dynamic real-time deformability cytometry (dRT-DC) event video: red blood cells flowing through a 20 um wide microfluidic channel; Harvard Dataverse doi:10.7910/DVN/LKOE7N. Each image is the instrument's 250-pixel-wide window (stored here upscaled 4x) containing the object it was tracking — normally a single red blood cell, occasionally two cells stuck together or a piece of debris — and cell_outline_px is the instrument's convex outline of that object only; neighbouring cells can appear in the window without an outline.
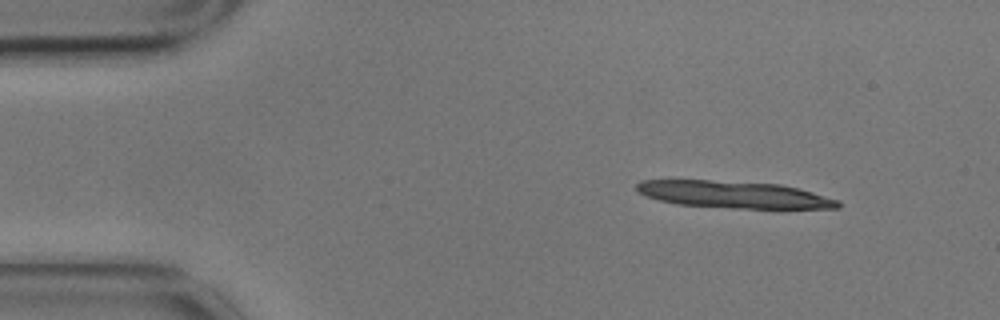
{"species": "common noctule bat (a hibernating species)", "species_latin": "Nyctalus noctula", "temperature_condition": "cold", "stored_images_in_passage": 6, "camera_frame_rate_fps": 3000, "um_per_image_px": 0.085, "animal": {"sex": "male", "body_mass_g": 17.9}, "frame": {"image": 1, "passage_image": 2, "time_ms": 0.333, "image_size_px": [1000, 320], "cell_outline_px": [[840, 208], [732, 208], [676, 204], [644, 196], [636, 188], [636, 184], [640, 180], [708, 180], [780, 184], [800, 188], [840, 200]], "centroid_in_image_um": [62.39, 16.53], "position_along_channel_um": 22.6, "area_um2": 31.67}}
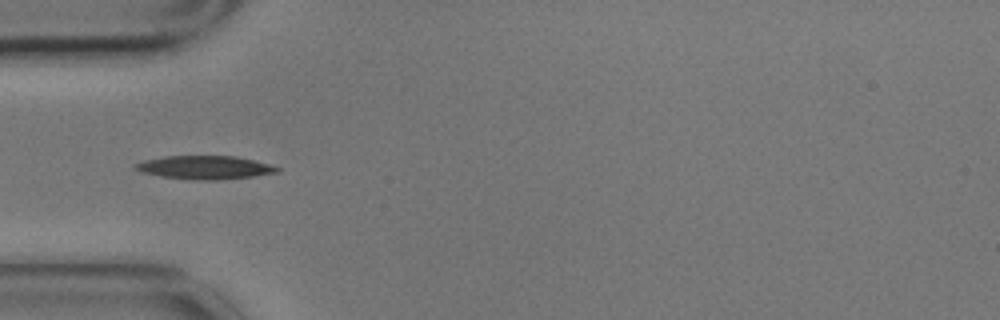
{"frame": {"image": 2, "passage_image": 5, "time_ms": 1.333, "image_size_px": [1000, 320], "cell_outline_px": [[280, 172], [252, 176], [212, 180], [196, 180], [160, 176], [144, 172], [136, 168], [132, 164], [144, 160], [164, 156], [236, 156], [268, 164], [280, 168]], "centroid_in_image_um": [17.4, 14.23], "position_along_channel_um": 67.6, "area_um2": 19.07}}